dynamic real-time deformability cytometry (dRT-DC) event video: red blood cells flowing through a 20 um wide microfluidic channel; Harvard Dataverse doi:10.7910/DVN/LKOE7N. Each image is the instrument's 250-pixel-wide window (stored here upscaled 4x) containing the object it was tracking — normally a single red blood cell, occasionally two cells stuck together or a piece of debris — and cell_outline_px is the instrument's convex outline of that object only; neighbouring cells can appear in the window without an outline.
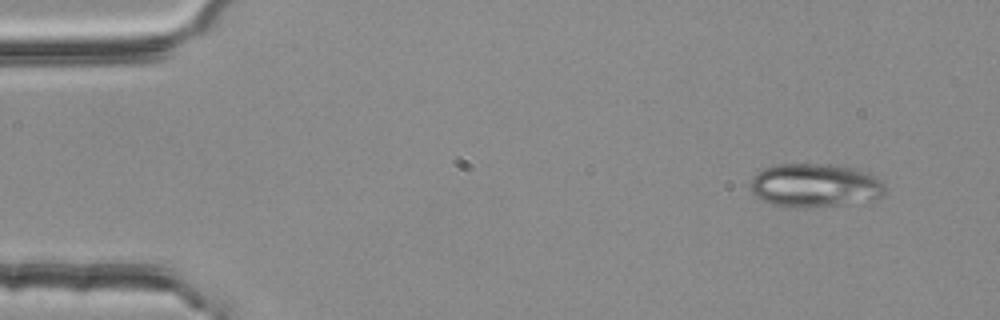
{"species": "common noctule bat (a hibernating species)", "species_latin": "Nyctalus noctula", "temperature_condition": "room temperature", "stored_images_in_passage": 3, "camera_frame_rate_fps": 3000, "um_per_image_px": 0.085, "animal": {"sex": "female", "body_mass_g": 25.1}, "frame": {"image": 1, "passage_image": 1, "time_ms": 0.0, "image_size_px": [1000, 320], "cell_outline_px": [[888, 188], [884, 196], [876, 200], [848, 204], [804, 208], [796, 208], [772, 204], [760, 200], [748, 188], [748, 184], [752, 176], [764, 168], [776, 164], [844, 164], [868, 172], [884, 180]], "centroid_in_image_um": [69.34, 15.76], "position_along_channel_um": 15.7, "area_um2": 35.55}}